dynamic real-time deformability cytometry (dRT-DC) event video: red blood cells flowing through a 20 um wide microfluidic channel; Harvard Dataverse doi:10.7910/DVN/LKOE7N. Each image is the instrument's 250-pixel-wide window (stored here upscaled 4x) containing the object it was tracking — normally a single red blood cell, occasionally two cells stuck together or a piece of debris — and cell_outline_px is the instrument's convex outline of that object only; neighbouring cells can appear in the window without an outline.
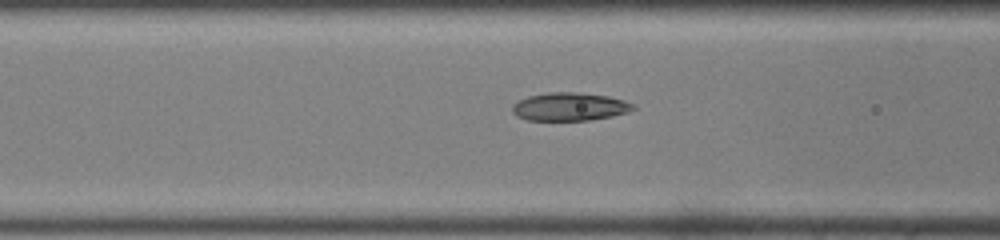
{"species": "common noctule bat (a hibernating species)", "species_latin": "Nyctalus noctula", "temperature_condition": "room temperature", "stored_images_in_passage": 23, "camera_frame_rate_fps": 3000, "um_per_image_px": 0.085, "animal": {"sex": "male", "body_mass_g": 19.0, "forearm_length_mm": 50.8}, "frame": {"image": 1, "passage_image": 4, "time_ms": 1.0, "image_size_px": [1000, 240], "cell_outline_px": [[636, 108], [628, 112], [612, 116], [588, 120], [528, 120], [516, 116], [512, 112], [512, 104], [528, 96], [548, 92], [576, 92], [608, 96], [624, 100], [632, 104]], "centroid_in_image_um": [48.4, 9.07], "position_along_channel_um": 118.2, "area_um2": 19.77}}
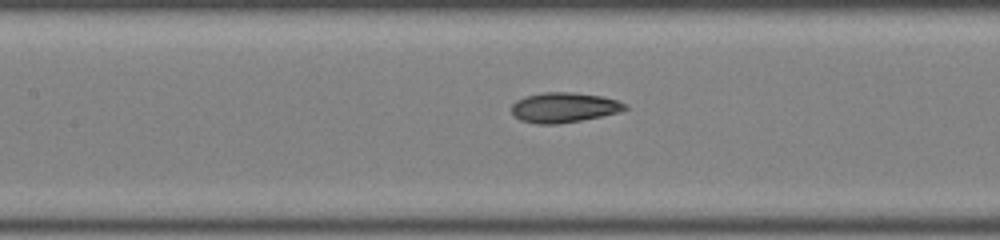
{"frame": {"image": 2, "passage_image": 7, "time_ms": 2.0, "image_size_px": [1000, 240], "cell_outline_px": [[628, 108], [620, 112], [580, 120], [556, 124], [536, 124], [520, 120], [512, 112], [512, 104], [516, 100], [524, 96], [544, 92], [572, 92], [604, 96], [628, 104]], "centroid_in_image_um": [47.94, 9.12], "position_along_channel_um": 159.5, "area_um2": 19.88}}
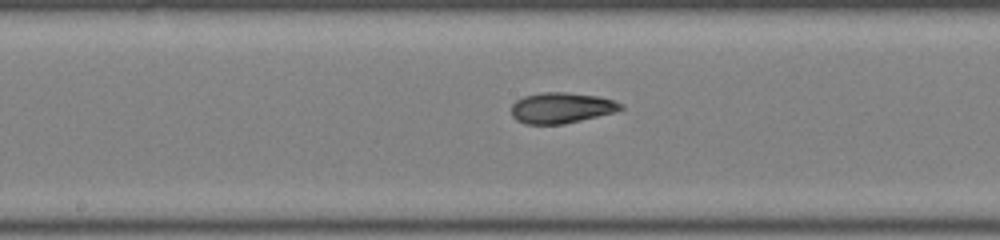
{"frame": {"image": 3, "passage_image": 10, "time_ms": 3.0, "image_size_px": [1000, 240], "cell_outline_px": [[624, 108], [612, 112], [564, 124], [524, 124], [516, 120], [512, 116], [512, 104], [516, 100], [524, 96], [540, 92], [564, 92], [600, 96], [624, 104]], "centroid_in_image_um": [47.68, 9.16], "position_along_channel_um": 200.5, "area_um2": 19.54}}